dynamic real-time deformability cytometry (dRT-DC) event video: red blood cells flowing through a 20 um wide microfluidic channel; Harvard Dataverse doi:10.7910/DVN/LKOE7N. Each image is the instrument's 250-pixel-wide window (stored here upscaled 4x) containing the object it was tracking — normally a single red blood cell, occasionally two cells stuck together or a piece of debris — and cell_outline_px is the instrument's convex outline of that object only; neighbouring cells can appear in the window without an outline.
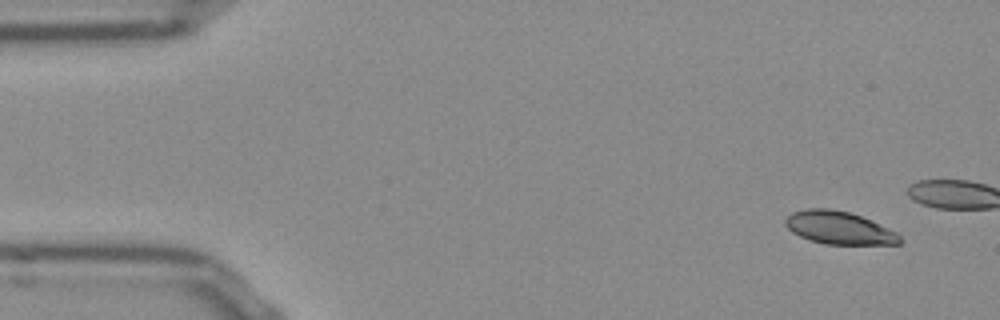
{"species": "Egyptian fruit bat (a non-hibernating species)", "species_latin": "Rousettus aegyptiacus", "temperature_condition": "room temperature", "stored_images_in_passage": 10, "camera_frame_rate_fps": 3000, "um_per_image_px": 0.085, "frame": {"image": 1, "passage_image": 1, "time_ms": 0.0, "image_size_px": [1000, 320], "cell_outline_px": [[900, 244], [824, 244], [808, 240], [792, 232], [784, 224], [784, 220], [792, 212], [808, 208], [828, 208], [848, 212], [860, 216], [900, 232]], "centroid_in_image_um": [71.32, 19.37], "position_along_channel_um": 13.7, "area_um2": 21.96}}